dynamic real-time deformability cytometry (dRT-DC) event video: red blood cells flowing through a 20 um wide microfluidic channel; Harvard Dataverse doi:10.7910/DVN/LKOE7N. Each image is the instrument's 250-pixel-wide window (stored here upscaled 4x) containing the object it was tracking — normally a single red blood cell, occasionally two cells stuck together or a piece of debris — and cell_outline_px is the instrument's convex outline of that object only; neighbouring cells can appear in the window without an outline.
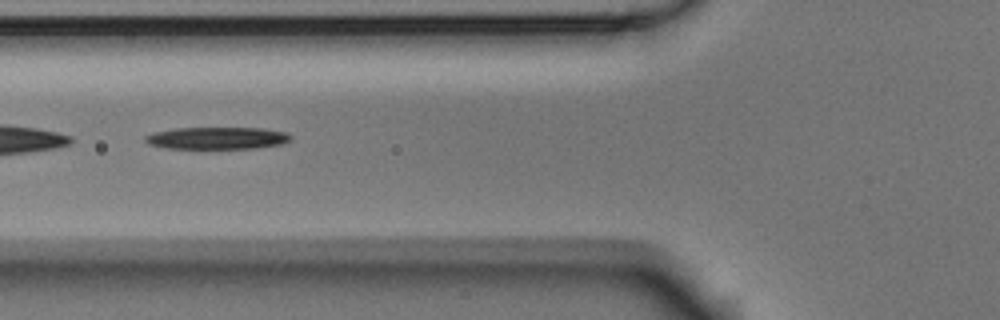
{"species": "Egyptian fruit bat (a non-hibernating species)", "species_latin": "Rousettus aegyptiacus", "temperature_condition": "room temperature", "stored_images_in_passage": 8, "segment_of_instrument_passage": [2, 2], "camera_frame_rate_fps": 3000, "um_per_image_px": 0.085, "animal": {"sex": "male"}, "frame": {"image": 1, "passage_image": 6, "time_ms": 1.667, "image_size_px": [1000, 320], "cell_outline_px": [[292, 140], [280, 144], [256, 148], [164, 148], [148, 144], [144, 140], [144, 136], [152, 132], [176, 128], [264, 128], [288, 132], [292, 136]], "centroid_in_image_um": [18.46, 11.73], "position_along_channel_um": 107.3, "area_um2": 18.9}}
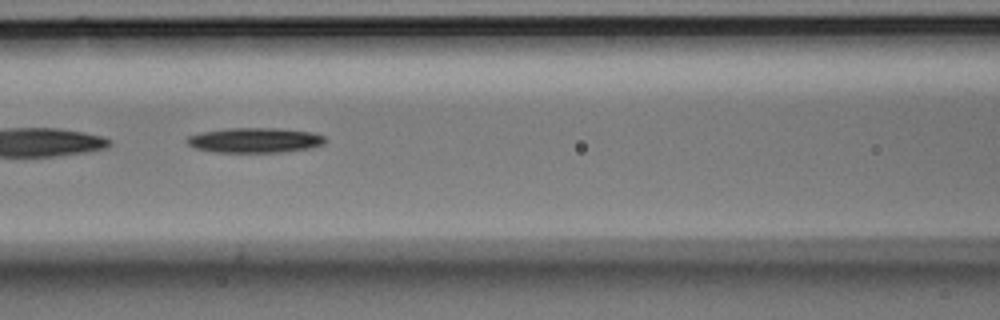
{"frame": {"image": 2, "passage_image": 7, "time_ms": 2.0, "image_size_px": [1000, 320], "cell_outline_px": [[328, 140], [324, 144], [308, 148], [280, 152], [216, 152], [196, 148], [188, 144], [188, 136], [204, 132], [228, 128], [280, 128], [312, 132], [324, 136]], "centroid_in_image_um": [21.72, 11.91], "position_along_channel_um": 144.9, "area_um2": 19.94}}
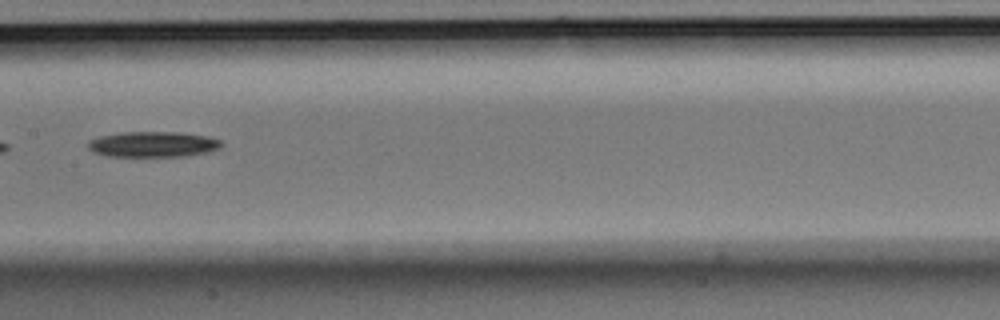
{"frame": {"image": 3, "passage_image": 8, "time_ms": 2.333, "image_size_px": [1000, 320], "cell_outline_px": [[220, 148], [208, 152], [184, 156], [108, 156], [92, 152], [88, 148], [88, 140], [100, 136], [120, 132], [176, 132], [208, 136], [220, 140]], "centroid_in_image_um": [12.96, 12.26], "position_along_channel_um": 194.4, "area_um2": 19.83}}